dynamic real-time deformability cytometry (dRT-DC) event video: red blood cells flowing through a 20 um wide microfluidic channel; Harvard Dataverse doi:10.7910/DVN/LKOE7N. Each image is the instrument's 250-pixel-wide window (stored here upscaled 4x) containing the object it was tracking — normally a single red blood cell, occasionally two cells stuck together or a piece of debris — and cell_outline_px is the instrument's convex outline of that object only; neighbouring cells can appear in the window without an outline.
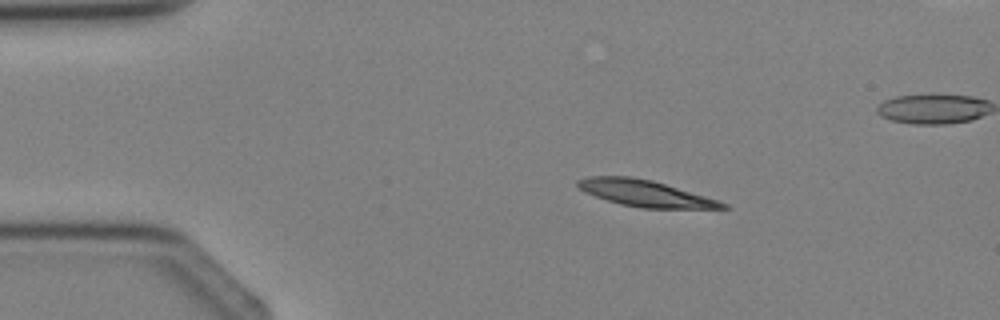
{"species": "Egyptian fruit bat (a non-hibernating species)", "species_latin": "Rousettus aegyptiacus", "temperature_condition": "cold", "stored_images_in_passage": 3, "camera_frame_rate_fps": 3000, "um_per_image_px": 0.085, "animal": {"sex": "female"}, "frame": {"image": 1, "passage_image": 1, "time_ms": 0.0, "image_size_px": [1000, 320], "cell_outline_px": [[732, 208], [640, 208], [620, 204], [584, 192], [576, 184], [576, 180], [588, 176], [632, 176], [652, 180], [704, 196], [728, 204]], "centroid_in_image_um": [54.79, 16.42], "position_along_channel_um": 30.2, "area_um2": 22.02}}